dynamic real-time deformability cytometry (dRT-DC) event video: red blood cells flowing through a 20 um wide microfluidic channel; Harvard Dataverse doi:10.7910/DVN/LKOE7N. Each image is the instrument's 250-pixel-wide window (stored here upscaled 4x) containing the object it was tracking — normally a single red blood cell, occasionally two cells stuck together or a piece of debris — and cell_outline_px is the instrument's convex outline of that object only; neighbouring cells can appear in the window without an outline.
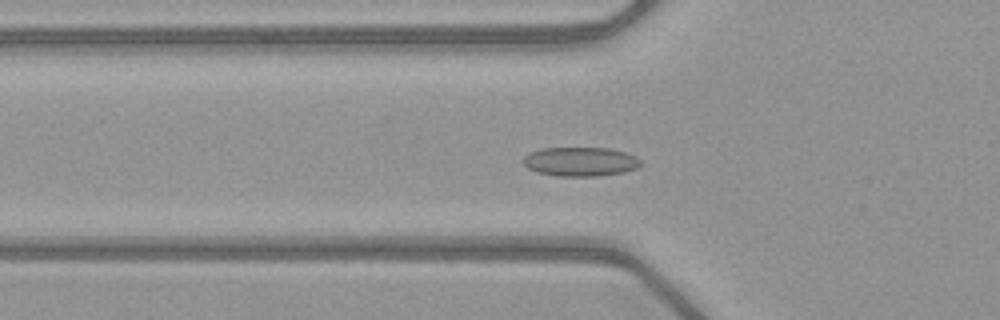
{"species": "common noctule bat (a hibernating species)", "species_latin": "Nyctalus noctula", "temperature_condition": "warm", "stored_images_in_passage": 51, "camera_frame_rate_fps": 3000, "um_per_image_px": 0.085, "animal": {"sex": "female", "body_mass_g": 21.9}, "frame": {"image": 1, "passage_image": 18, "time_ms": 5.667, "image_size_px": [1000, 320], "cell_outline_px": [[640, 164], [636, 168], [624, 172], [600, 176], [556, 176], [536, 172], [528, 168], [524, 164], [524, 156], [532, 152], [544, 148], [612, 148], [636, 156], [640, 160]], "centroid_in_image_um": [49.34, 13.74], "position_along_channel_um": 76.5, "area_um2": 19.88}}
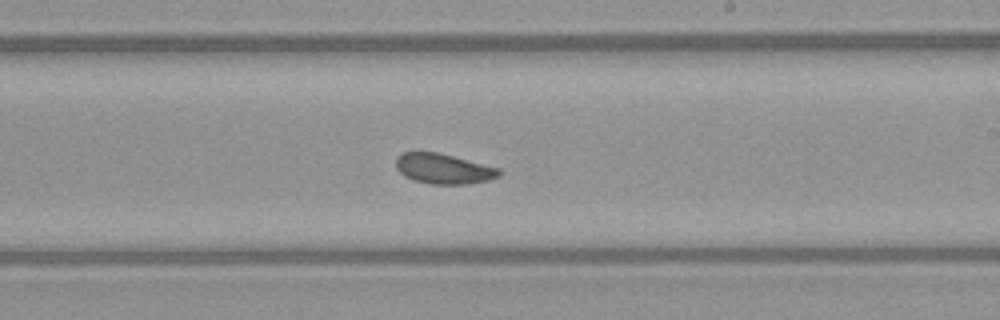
{"frame": {"image": 2, "passage_image": 31, "time_ms": 10.0, "image_size_px": [1000, 320], "cell_outline_px": [[500, 176], [488, 180], [468, 184], [428, 184], [412, 180], [404, 176], [396, 168], [396, 156], [400, 152], [436, 152], [500, 168]], "centroid_in_image_um": [37.66, 14.35], "position_along_channel_um": 251.3, "area_um2": 18.21}}
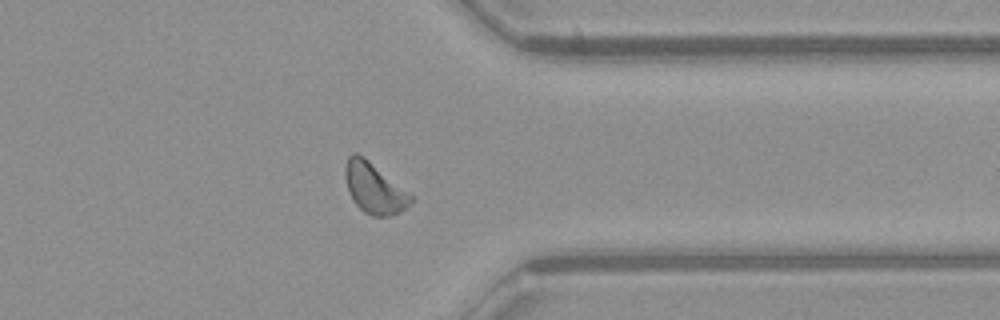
{"frame": {"image": 3, "passage_image": 41, "time_ms": 13.333, "image_size_px": [1000, 320], "cell_outline_px": [[412, 200], [400, 212], [388, 216], [372, 216], [364, 212], [352, 200], [348, 192], [344, 176], [344, 168], [348, 156], [352, 152], [356, 152], [364, 156], [412, 196]], "centroid_in_image_um": [31.74, 15.97], "position_along_channel_um": 379.7, "area_um2": 19.13}, "authors_computed_cell_mechanics": {"area_um2": 18.9006, "velocity_mm_per_s": 4.0124, "shape_relaxation_time_tau1_ms": null, "shape_relaxation_time_tau2_ms": 3.6857, "deformation_change_tau1": null, "deformation_change_tau2": 0.0943}}